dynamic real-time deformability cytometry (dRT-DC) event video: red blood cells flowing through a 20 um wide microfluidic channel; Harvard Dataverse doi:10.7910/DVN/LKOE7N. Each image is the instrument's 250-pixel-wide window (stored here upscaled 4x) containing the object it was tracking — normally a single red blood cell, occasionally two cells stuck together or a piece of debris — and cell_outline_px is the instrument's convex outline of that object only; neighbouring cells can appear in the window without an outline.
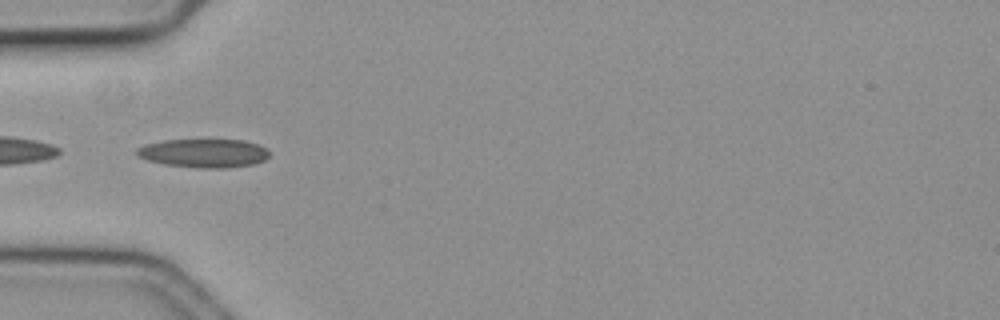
{"species": "common noctule bat (a hibernating species)", "species_latin": "Nyctalus noctula", "temperature_condition": "cold", "stored_images_in_passage": 17, "camera_frame_rate_fps": 3000, "um_per_image_px": 0.085, "animal": {"sex": "female", "body_mass_g": 19.3, "forearm_length_mm": 54.1}, "frame": {"image": 1, "passage_image": 8, "time_ms": 2.333, "image_size_px": [1000, 320], "cell_outline_px": [[268, 156], [264, 160], [252, 164], [228, 168], [196, 168], [164, 164], [148, 160], [136, 156], [136, 148], [144, 144], [164, 140], [244, 140], [268, 148]], "centroid_in_image_um": [17.29, 13.02], "position_along_channel_um": 67.7, "area_um2": 22.2}}